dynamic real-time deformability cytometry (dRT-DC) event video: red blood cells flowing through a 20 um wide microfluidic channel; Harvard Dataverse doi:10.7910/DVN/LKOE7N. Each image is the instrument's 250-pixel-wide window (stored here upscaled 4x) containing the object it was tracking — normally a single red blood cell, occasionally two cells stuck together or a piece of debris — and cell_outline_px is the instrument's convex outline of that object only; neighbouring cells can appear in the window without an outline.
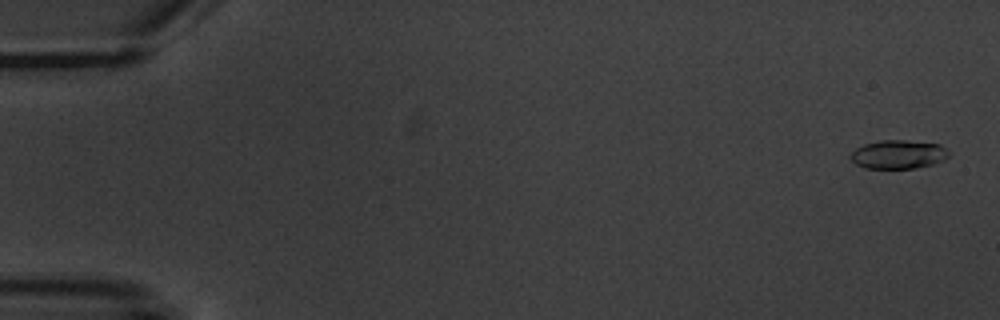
{"species": "common noctule bat (a hibernating species)", "species_latin": "Nyctalus noctula", "temperature_condition": "warm", "stored_images_in_passage": 5, "camera_frame_rate_fps": 3000, "um_per_image_px": 0.085, "animal": {"sex": "male", "body_mass_g": 20.1, "forearm_length_mm": 53.5}, "frame": {"image": 1, "passage_image": 1, "time_ms": 0.0, "image_size_px": [1000, 320], "cell_outline_px": [[948, 156], [944, 160], [932, 164], [916, 168], [864, 168], [856, 164], [848, 156], [856, 148], [864, 144], [880, 140], [904, 140], [940, 144], [948, 152]], "centroid_in_image_um": [76.33, 13.12], "position_along_channel_um": 8.7, "area_um2": 16.36}}
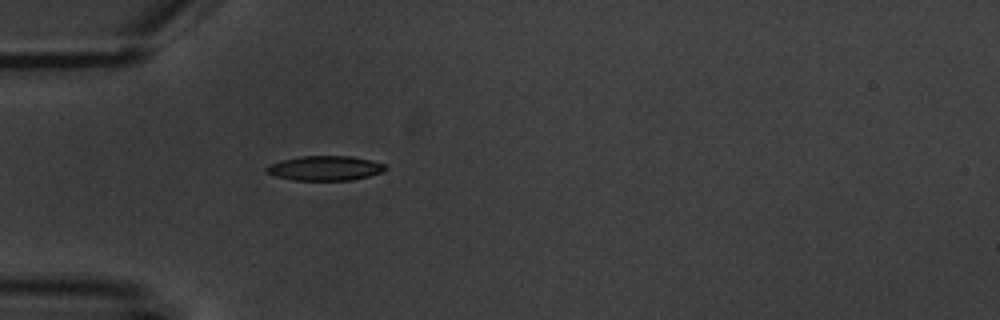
{"frame": {"image": 2, "passage_image": 5, "time_ms": 5.333, "image_size_px": [1000, 320], "cell_outline_px": [[388, 168], [384, 172], [352, 180], [292, 180], [276, 176], [268, 172], [264, 168], [268, 164], [300, 156], [352, 156], [372, 160], [384, 164]], "centroid_in_image_um": [27.66, 14.29], "position_along_channel_um": 57.3, "area_um2": 17.11}}